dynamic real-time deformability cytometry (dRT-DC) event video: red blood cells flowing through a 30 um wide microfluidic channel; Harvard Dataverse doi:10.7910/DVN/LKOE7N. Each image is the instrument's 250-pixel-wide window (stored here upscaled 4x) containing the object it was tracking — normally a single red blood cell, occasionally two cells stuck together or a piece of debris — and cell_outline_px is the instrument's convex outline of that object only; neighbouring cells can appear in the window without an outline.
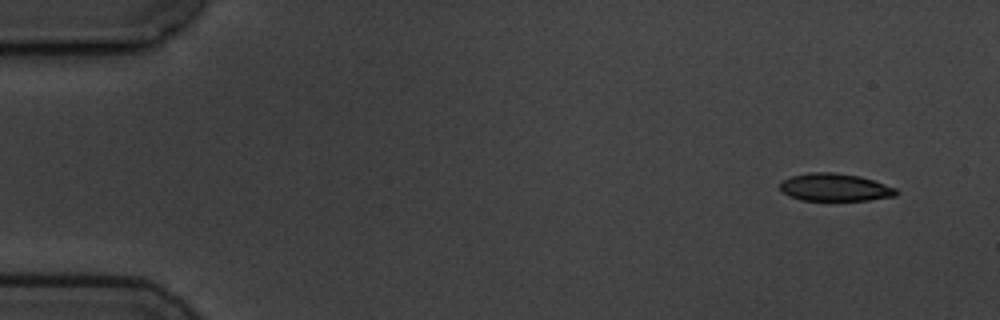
{"species": "common noctule bat (a hibernating species)", "species_latin": "Nyctalus noctula", "temperature_condition": "cold", "stored_images_in_passage": 5, "camera_frame_rate_fps": 3000, "um_per_image_px": 0.085, "animal": {"sex": "male", "body_mass_g": 19.5, "forearm_length_mm": 54.6}, "frame": {"image": 1, "passage_image": 1, "time_ms": 0.0, "image_size_px": [1000, 320], "cell_outline_px": [[896, 196], [868, 200], [800, 200], [788, 196], [780, 188], [780, 184], [784, 180], [792, 176], [808, 172], [836, 172], [860, 176], [896, 188]], "centroid_in_image_um": [70.95, 15.92], "position_along_channel_um": 14.1, "area_um2": 18.61}}
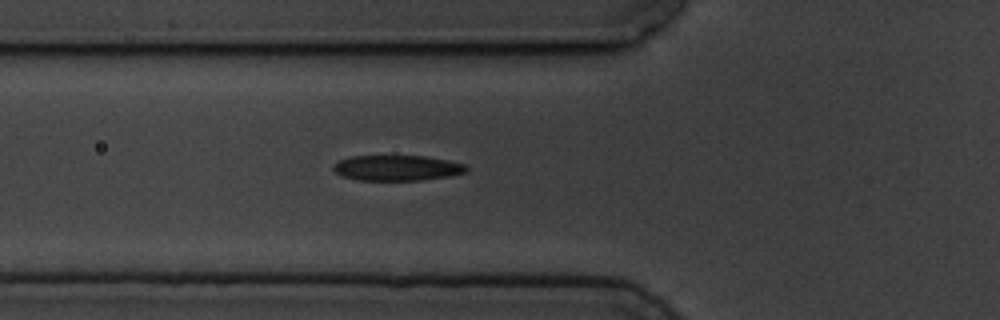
{"frame": {"image": 2, "passage_image": 5, "time_ms": 5.333, "image_size_px": [1000, 320], "cell_outline_px": [[468, 172], [452, 176], [420, 180], [356, 180], [340, 176], [332, 168], [332, 164], [340, 160], [352, 156], [424, 156], [448, 160], [464, 164], [468, 168]], "centroid_in_image_um": [33.75, 14.28], "position_along_channel_um": 92.1, "area_um2": 19.88}}